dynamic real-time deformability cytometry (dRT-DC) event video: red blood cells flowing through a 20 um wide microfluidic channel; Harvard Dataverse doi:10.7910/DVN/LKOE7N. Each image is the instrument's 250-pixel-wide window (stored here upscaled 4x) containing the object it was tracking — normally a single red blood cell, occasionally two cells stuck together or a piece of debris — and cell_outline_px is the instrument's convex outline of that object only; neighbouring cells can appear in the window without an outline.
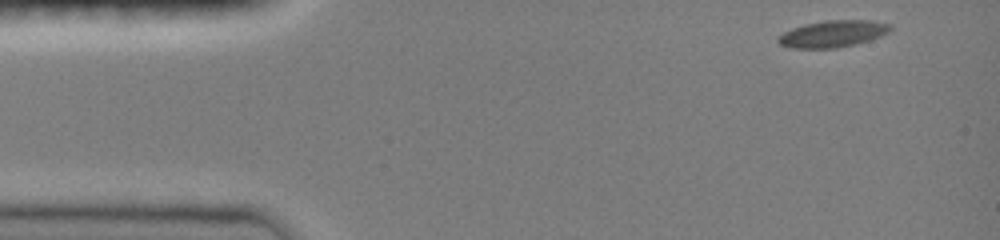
{"species": "common noctule bat (a hibernating species)", "species_latin": "Nyctalus noctula", "temperature_condition": "room temperature", "stored_images_in_passage": 26, "camera_frame_rate_fps": 3000, "um_per_image_px": 0.085, "animal": {"sex": "female", "body_mass_g": 19.0, "forearm_length_mm": 51.5}, "frame": {"image": 1, "passage_image": 1, "time_ms": 0.0, "image_size_px": [1000, 240], "cell_outline_px": [[892, 28], [888, 32], [880, 36], [856, 44], [836, 48], [788, 48], [780, 44], [776, 40], [776, 36], [792, 28], [804, 24], [828, 20], [872, 20], [892, 24]], "centroid_in_image_um": [70.76, 2.87], "position_along_channel_um": 14.2, "area_um2": 17.63}}
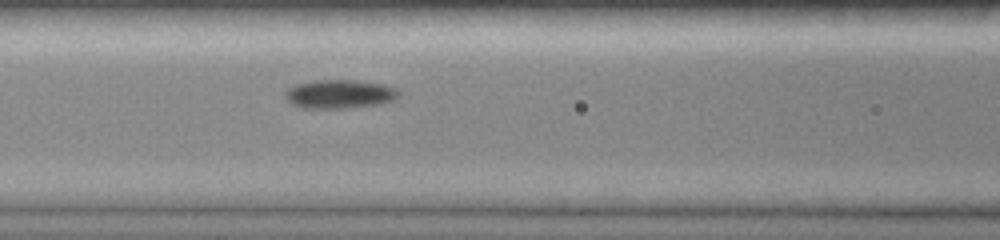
{"frame": {"image": 2, "passage_image": 15, "time_ms": 4.667, "image_size_px": [1000, 240], "cell_outline_px": [[400, 96], [392, 100], [380, 104], [348, 108], [304, 108], [292, 104], [284, 96], [284, 92], [288, 88], [296, 84], [312, 80], [356, 80], [384, 84], [400, 92]], "centroid_in_image_um": [28.84, 7.99], "position_along_channel_um": 137.8, "area_um2": 19.07}}
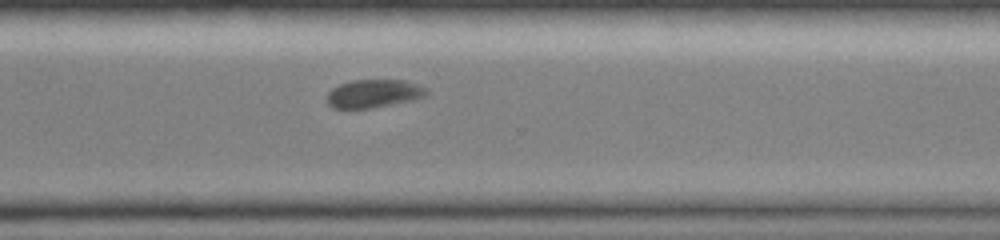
{"frame": {"image": 3, "passage_image": 26, "time_ms": 8.333, "image_size_px": [1000, 240], "cell_outline_px": [[428, 96], [412, 100], [372, 108], [332, 108], [328, 104], [328, 92], [332, 88], [340, 84], [352, 80], [404, 80], [428, 88]], "centroid_in_image_um": [31.79, 7.95], "position_along_channel_um": 338.8, "area_um2": 16.36}}